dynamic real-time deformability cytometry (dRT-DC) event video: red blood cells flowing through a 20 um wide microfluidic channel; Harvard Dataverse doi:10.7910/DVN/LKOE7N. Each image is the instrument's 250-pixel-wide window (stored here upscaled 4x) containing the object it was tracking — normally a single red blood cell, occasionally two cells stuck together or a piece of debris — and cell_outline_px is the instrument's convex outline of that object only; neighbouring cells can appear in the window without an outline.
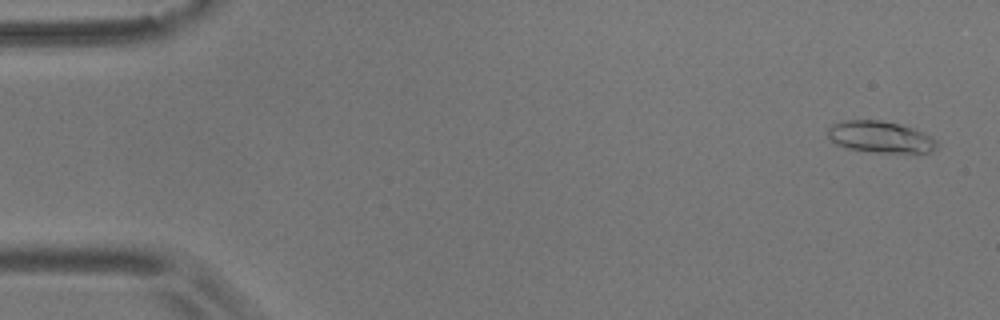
{"species": "common noctule bat (a hibernating species)", "species_latin": "Nyctalus noctula", "temperature_condition": "room temperature", "stored_images_in_passage": 13, "camera_frame_rate_fps": 3000, "um_per_image_px": 0.085, "animal": {"sex": "male", "body_mass_g": 17.9}, "frame": {"image": 1, "passage_image": 3, "time_ms": 0.667, "image_size_px": [1000, 320], "cell_outline_px": [[936, 148], [928, 152], [872, 152], [848, 148], [836, 144], [828, 136], [828, 128], [832, 124], [844, 120], [880, 120], [900, 124], [924, 132], [932, 136], [936, 140]], "centroid_in_image_um": [74.82, 11.63], "position_along_channel_um": 10.2, "area_um2": 19.94}}